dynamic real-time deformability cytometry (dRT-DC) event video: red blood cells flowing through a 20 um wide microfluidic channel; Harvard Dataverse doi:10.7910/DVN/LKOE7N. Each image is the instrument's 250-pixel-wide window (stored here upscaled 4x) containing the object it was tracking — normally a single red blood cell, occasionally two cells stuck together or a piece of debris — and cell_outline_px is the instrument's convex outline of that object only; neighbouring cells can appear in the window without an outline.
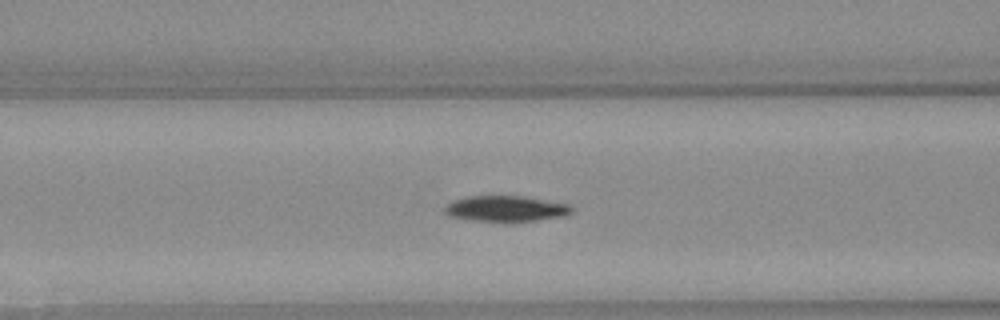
{"species": "Egyptian fruit bat (a non-hibernating species)", "species_latin": "Rousettus aegyptiacus", "temperature_condition": "warm", "stored_images_in_passage": 36, "camera_frame_rate_fps": 3000, "um_per_image_px": 0.085, "animal": {"sex": "female"}, "frame": {"image": 1, "passage_image": 12, "time_ms": 3.667, "image_size_px": [1000, 320], "cell_outline_px": [[576, 208], [568, 216], [536, 220], [468, 220], [448, 216], [444, 212], [444, 208], [452, 200], [468, 196], [524, 196], [568, 204]], "centroid_in_image_um": [43.02, 17.72], "position_along_channel_um": 123.6, "area_um2": 18.96}}
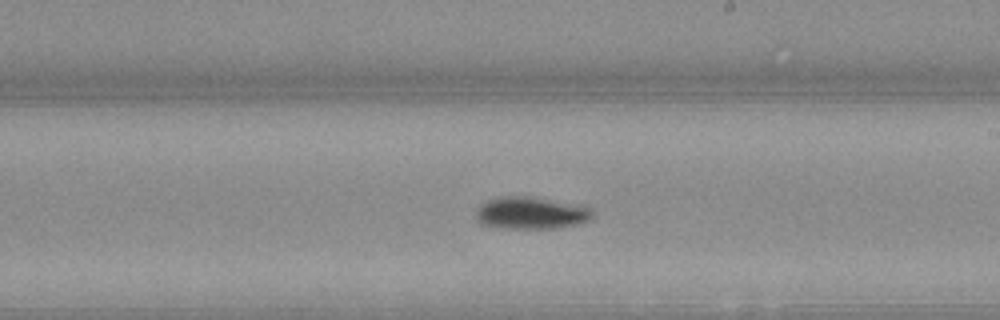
{"frame": {"image": 2, "passage_image": 21, "time_ms": 6.667, "image_size_px": [1000, 320], "cell_outline_px": [[592, 216], [588, 220], [572, 224], [552, 228], [508, 228], [480, 224], [476, 220], [476, 208], [484, 200], [496, 196], [536, 196], [588, 204], [592, 208]], "centroid_in_image_um": [45.13, 18.04], "position_along_channel_um": 243.9, "area_um2": 22.54}}
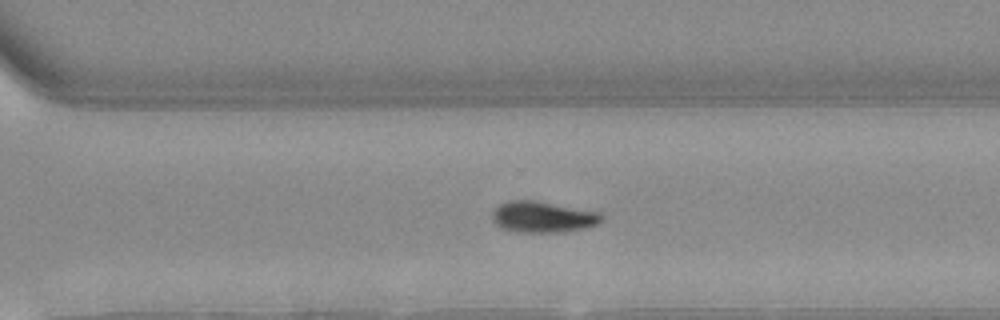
{"frame": {"image": 3, "passage_image": 27, "time_ms": 8.667, "image_size_px": [1000, 320], "cell_outline_px": [[604, 216], [596, 224], [584, 228], [560, 232], [516, 232], [500, 228], [492, 220], [492, 212], [500, 204], [508, 200], [536, 200], [600, 212]], "centroid_in_image_um": [46.1, 18.43], "position_along_channel_um": 324.5, "area_um2": 19.88}}